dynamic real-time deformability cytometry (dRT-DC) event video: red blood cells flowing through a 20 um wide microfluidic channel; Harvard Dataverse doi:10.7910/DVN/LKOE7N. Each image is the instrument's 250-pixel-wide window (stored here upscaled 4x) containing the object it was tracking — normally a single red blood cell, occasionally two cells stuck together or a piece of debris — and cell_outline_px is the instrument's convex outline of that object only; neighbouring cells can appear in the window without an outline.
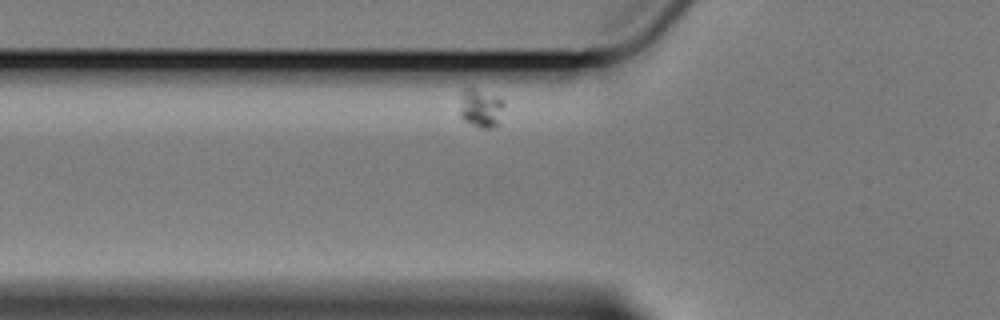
{"species": "Egyptian fruit bat (a non-hibernating species)", "species_latin": "Rousettus aegyptiacus", "temperature_condition": "cold", "stored_images_in_passage": 6, "camera_frame_rate_fps": 3000, "um_per_image_px": 0.085, "animal": {"sex": "female"}, "frame": {"image": 1, "passage_image": 6, "time_ms": 7.333, "image_size_px": [1000, 320], "cell_outline_px": [[504, 104], [500, 124], [492, 128], [480, 128], [464, 120], [460, 116], [460, 92], [464, 88], [472, 88], [496, 96], [504, 100]], "centroid_in_image_um": [40.87, 9.2], "position_along_channel_um": 84.9, "area_um2": 10.12}}